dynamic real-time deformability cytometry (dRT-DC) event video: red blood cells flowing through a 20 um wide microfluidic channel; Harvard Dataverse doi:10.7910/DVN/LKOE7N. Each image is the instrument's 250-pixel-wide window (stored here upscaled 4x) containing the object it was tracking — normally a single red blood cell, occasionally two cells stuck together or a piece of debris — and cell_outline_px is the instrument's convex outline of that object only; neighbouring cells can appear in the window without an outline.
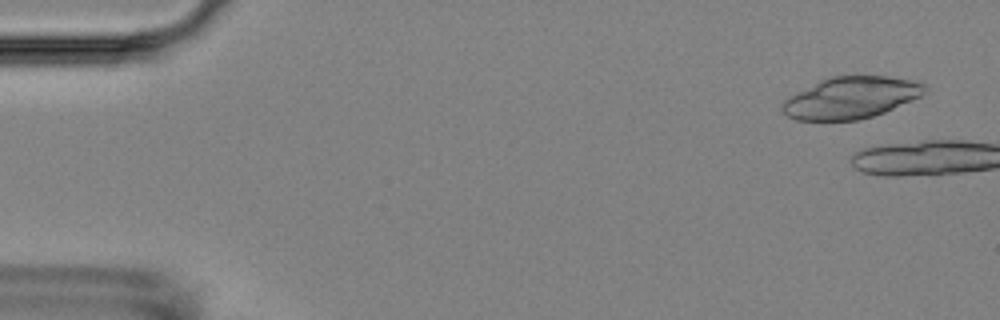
{"species": "Egyptian fruit bat (a non-hibernating species)", "species_latin": "Rousettus aegyptiacus", "temperature_condition": "room temperature", "stored_images_in_passage": 6, "camera_frame_rate_fps": 3000, "um_per_image_px": 0.085, "animal": {"sex": "female"}, "frame": {"image": 1, "passage_image": 1, "time_ms": 0.0, "image_size_px": [1000, 320], "cell_outline_px": [[928, 88], [920, 96], [884, 112], [872, 116], [856, 120], [796, 120], [788, 116], [780, 108], [780, 104], [784, 100], [832, 76], [888, 76], [916, 80], [924, 84]], "centroid_in_image_um": [72.37, 8.31], "position_along_channel_um": 12.6, "area_um2": 33.99}}